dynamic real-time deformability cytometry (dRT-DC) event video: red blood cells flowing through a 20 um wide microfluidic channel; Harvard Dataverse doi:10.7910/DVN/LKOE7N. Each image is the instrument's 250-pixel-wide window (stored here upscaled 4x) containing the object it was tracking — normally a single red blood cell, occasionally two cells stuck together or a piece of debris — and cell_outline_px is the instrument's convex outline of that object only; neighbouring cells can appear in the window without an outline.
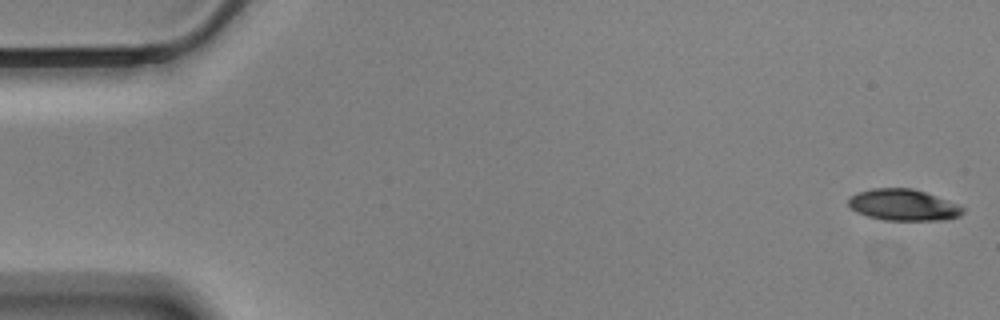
{"species": "Egyptian fruit bat (a non-hibernating species)", "species_latin": "Rousettus aegyptiacus", "temperature_condition": "cold", "stored_images_in_passage": 57, "camera_frame_rate_fps": 3000, "um_per_image_px": 0.085, "animal": {"sex": "male"}, "frame": {"image": 1, "passage_image": 1, "time_ms": 0.0, "image_size_px": [1000, 320], "cell_outline_px": [[964, 212], [960, 216], [944, 220], [884, 220], [868, 216], [856, 212], [848, 204], [848, 196], [856, 192], [872, 188], [912, 188], [936, 196], [956, 204], [964, 208]], "centroid_in_image_um": [76.74, 17.42], "position_along_channel_um": 8.3, "area_um2": 20.92}}
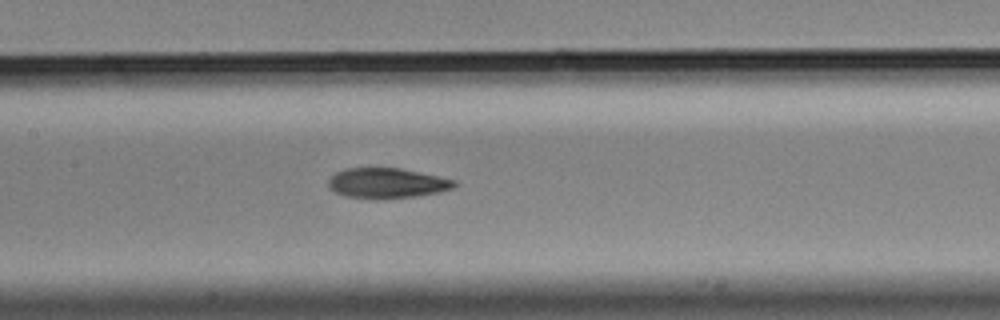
{"frame": {"image": 2, "passage_image": 27, "time_ms": 8.667, "image_size_px": [1000, 320], "cell_outline_px": [[456, 184], [452, 188], [436, 192], [412, 196], [344, 196], [328, 188], [328, 180], [336, 172], [344, 168], [400, 168], [456, 180]], "centroid_in_image_um": [32.85, 15.51], "position_along_channel_um": 174.5, "area_um2": 21.1}}
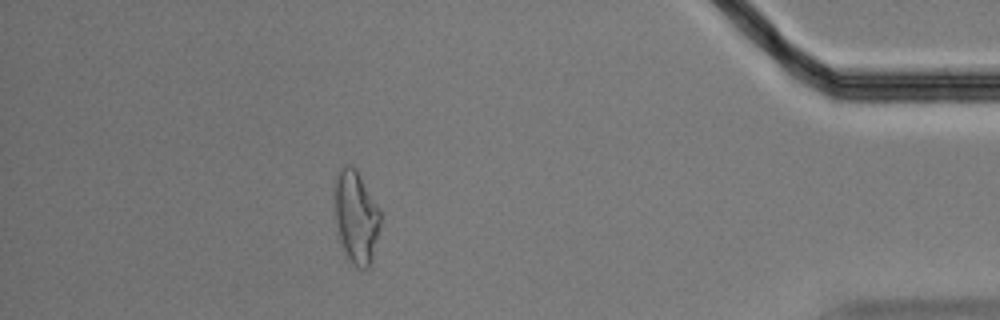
{"frame": {"image": 3, "passage_image": 51, "time_ms": 16.667, "image_size_px": [1000, 320], "cell_outline_px": [[380, 224], [372, 260], [368, 268], [356, 268], [348, 260], [344, 252], [340, 240], [336, 224], [336, 172], [340, 164], [352, 164], [356, 168], [380, 208]], "centroid_in_image_um": [30.27, 18.41], "position_along_channel_um": 404.9, "area_um2": 24.85}, "authors_computed_cell_mechanics": {"area_um2": 22.6576, "velocity_mm_per_s": 3.4634, "shape_relaxation_time_tau1_ms": 7.1968, "shape_relaxation_time_tau2_ms": 3.2069, "deformation_change_tau1": 0.1774, "deformation_change_tau2": 0.11}}